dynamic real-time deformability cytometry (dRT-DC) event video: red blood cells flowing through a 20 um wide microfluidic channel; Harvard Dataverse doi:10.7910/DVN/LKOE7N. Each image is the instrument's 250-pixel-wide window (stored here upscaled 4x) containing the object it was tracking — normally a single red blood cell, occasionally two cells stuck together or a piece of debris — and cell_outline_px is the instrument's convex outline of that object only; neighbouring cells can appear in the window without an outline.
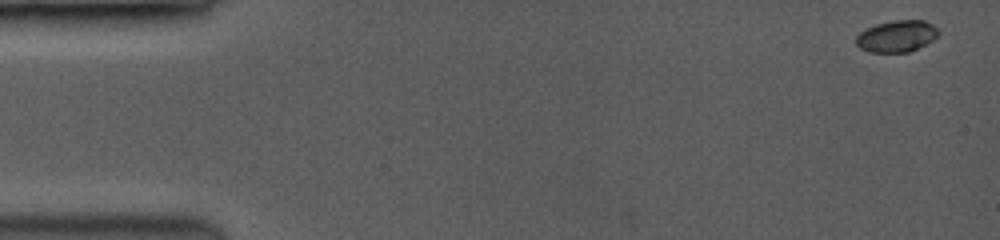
{"species": "common noctule bat (a hibernating species)", "species_latin": "Nyctalus noctula", "temperature_condition": "room temperature", "stored_images_in_passage": 28, "camera_frame_rate_fps": 3500, "um_per_image_px": 0.085, "animal": {"sex": "female", "body_mass_g": 19.0, "forearm_length_mm": 53.3}, "frame": {"image": 1, "passage_image": 1, "time_ms": 0.0, "image_size_px": [1000, 240], "cell_outline_px": [[940, 32], [932, 40], [908, 52], [872, 52], [860, 48], [856, 44], [856, 36], [860, 32], [876, 24], [896, 20], [924, 20], [932, 24]], "centroid_in_image_um": [76.21, 3.07], "position_along_channel_um": 8.8, "area_um2": 14.91}}
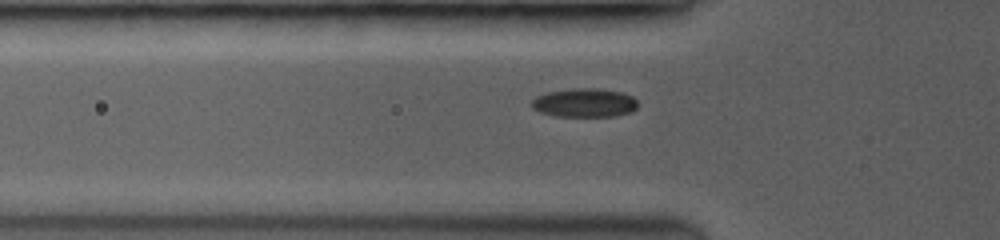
{"frame": {"image": 2, "passage_image": 19, "time_ms": 5.143, "image_size_px": [1000, 240], "cell_outline_px": [[636, 108], [628, 112], [612, 116], [556, 116], [540, 112], [532, 108], [532, 100], [548, 92], [580, 88], [620, 92], [632, 96], [636, 100]], "centroid_in_image_um": [49.66, 8.75], "position_along_channel_um": 76.1, "area_um2": 17.11}}
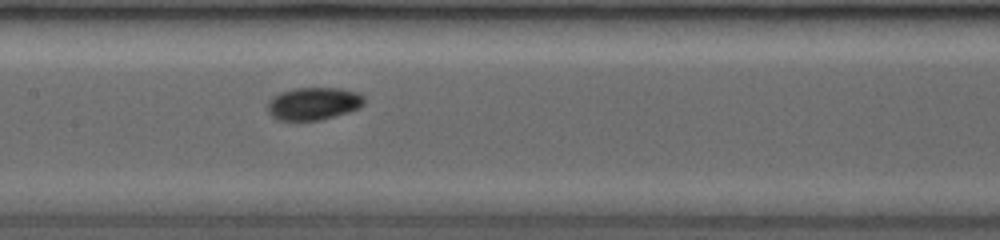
{"frame": {"image": 3, "passage_image": 28, "time_ms": 7.714, "image_size_px": [1000, 240], "cell_outline_px": [[364, 100], [356, 108], [320, 120], [280, 120], [272, 116], [268, 108], [268, 104], [280, 92], [296, 88], [336, 88], [356, 92], [364, 96]], "centroid_in_image_um": [26.62, 8.8], "position_along_channel_um": 180.8, "area_um2": 17.63}}